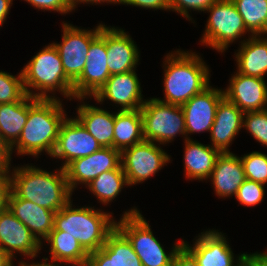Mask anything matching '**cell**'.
<instances>
[{
  "label": "cell",
  "instance_id": "cell-1",
  "mask_svg": "<svg viewBox=\"0 0 267 266\" xmlns=\"http://www.w3.org/2000/svg\"><path fill=\"white\" fill-rule=\"evenodd\" d=\"M67 118L58 98H35L28 95V117L20 138L11 147L17 155L38 157L45 151L52 155L61 124Z\"/></svg>",
  "mask_w": 267,
  "mask_h": 266
},
{
  "label": "cell",
  "instance_id": "cell-2",
  "mask_svg": "<svg viewBox=\"0 0 267 266\" xmlns=\"http://www.w3.org/2000/svg\"><path fill=\"white\" fill-rule=\"evenodd\" d=\"M11 179V191L20 199L31 201L38 206L58 212L70 200L65 169L60 166L54 173L30 165L14 167Z\"/></svg>",
  "mask_w": 267,
  "mask_h": 266
},
{
  "label": "cell",
  "instance_id": "cell-3",
  "mask_svg": "<svg viewBox=\"0 0 267 266\" xmlns=\"http://www.w3.org/2000/svg\"><path fill=\"white\" fill-rule=\"evenodd\" d=\"M164 97L157 100L183 105L209 86V68L195 52L177 50L164 58Z\"/></svg>",
  "mask_w": 267,
  "mask_h": 266
},
{
  "label": "cell",
  "instance_id": "cell-4",
  "mask_svg": "<svg viewBox=\"0 0 267 266\" xmlns=\"http://www.w3.org/2000/svg\"><path fill=\"white\" fill-rule=\"evenodd\" d=\"M71 201L55 213L54 229L74 237L88 253L97 251L116 228L112 213L90 206L73 208Z\"/></svg>",
  "mask_w": 267,
  "mask_h": 266
},
{
  "label": "cell",
  "instance_id": "cell-5",
  "mask_svg": "<svg viewBox=\"0 0 267 266\" xmlns=\"http://www.w3.org/2000/svg\"><path fill=\"white\" fill-rule=\"evenodd\" d=\"M21 72L27 95L42 99L56 98L48 93L59 91L66 98L75 99L73 82L66 76L60 54L53 43L33 56Z\"/></svg>",
  "mask_w": 267,
  "mask_h": 266
},
{
  "label": "cell",
  "instance_id": "cell-6",
  "mask_svg": "<svg viewBox=\"0 0 267 266\" xmlns=\"http://www.w3.org/2000/svg\"><path fill=\"white\" fill-rule=\"evenodd\" d=\"M121 217L116 222V228L129 240L143 266H172L174 255L183 245L182 240L176 242L168 254L136 207L124 212Z\"/></svg>",
  "mask_w": 267,
  "mask_h": 266
},
{
  "label": "cell",
  "instance_id": "cell-7",
  "mask_svg": "<svg viewBox=\"0 0 267 266\" xmlns=\"http://www.w3.org/2000/svg\"><path fill=\"white\" fill-rule=\"evenodd\" d=\"M145 141L161 145L172 142L179 134L186 136L185 117L180 105L168 104L150 98L140 108Z\"/></svg>",
  "mask_w": 267,
  "mask_h": 266
},
{
  "label": "cell",
  "instance_id": "cell-8",
  "mask_svg": "<svg viewBox=\"0 0 267 266\" xmlns=\"http://www.w3.org/2000/svg\"><path fill=\"white\" fill-rule=\"evenodd\" d=\"M206 12L210 16L200 42L218 52H224L230 43L250 33L232 0H218Z\"/></svg>",
  "mask_w": 267,
  "mask_h": 266
},
{
  "label": "cell",
  "instance_id": "cell-9",
  "mask_svg": "<svg viewBox=\"0 0 267 266\" xmlns=\"http://www.w3.org/2000/svg\"><path fill=\"white\" fill-rule=\"evenodd\" d=\"M106 52V25L100 24V34L91 42L87 62L79 78L73 83L75 99L84 101L94 97L111 74L108 70Z\"/></svg>",
  "mask_w": 267,
  "mask_h": 266
},
{
  "label": "cell",
  "instance_id": "cell-10",
  "mask_svg": "<svg viewBox=\"0 0 267 266\" xmlns=\"http://www.w3.org/2000/svg\"><path fill=\"white\" fill-rule=\"evenodd\" d=\"M170 161V156L151 141L144 140L121 152V166L129 186L151 178Z\"/></svg>",
  "mask_w": 267,
  "mask_h": 266
},
{
  "label": "cell",
  "instance_id": "cell-11",
  "mask_svg": "<svg viewBox=\"0 0 267 266\" xmlns=\"http://www.w3.org/2000/svg\"><path fill=\"white\" fill-rule=\"evenodd\" d=\"M62 26V42L53 44L60 54L66 76L74 83L87 62L91 42L100 34V24L93 30L80 29L64 22Z\"/></svg>",
  "mask_w": 267,
  "mask_h": 266
},
{
  "label": "cell",
  "instance_id": "cell-12",
  "mask_svg": "<svg viewBox=\"0 0 267 266\" xmlns=\"http://www.w3.org/2000/svg\"><path fill=\"white\" fill-rule=\"evenodd\" d=\"M223 235L218 230L201 232L193 247L184 240L183 246L194 256L199 266H242L248 260V254L239 255L237 265H234L233 251Z\"/></svg>",
  "mask_w": 267,
  "mask_h": 266
},
{
  "label": "cell",
  "instance_id": "cell-13",
  "mask_svg": "<svg viewBox=\"0 0 267 266\" xmlns=\"http://www.w3.org/2000/svg\"><path fill=\"white\" fill-rule=\"evenodd\" d=\"M97 140L74 118H66L61 124L52 158L62 159V168L77 158L86 157L99 150Z\"/></svg>",
  "mask_w": 267,
  "mask_h": 266
},
{
  "label": "cell",
  "instance_id": "cell-14",
  "mask_svg": "<svg viewBox=\"0 0 267 266\" xmlns=\"http://www.w3.org/2000/svg\"><path fill=\"white\" fill-rule=\"evenodd\" d=\"M121 165V152L115 148L101 147L89 156L70 162L64 169L70 191L79 184L88 185L103 172L115 170Z\"/></svg>",
  "mask_w": 267,
  "mask_h": 266
},
{
  "label": "cell",
  "instance_id": "cell-15",
  "mask_svg": "<svg viewBox=\"0 0 267 266\" xmlns=\"http://www.w3.org/2000/svg\"><path fill=\"white\" fill-rule=\"evenodd\" d=\"M224 97L222 89L210 85L201 93L194 95L181 105L185 117L186 137L188 134L209 132L215 120V113L220 100Z\"/></svg>",
  "mask_w": 267,
  "mask_h": 266
},
{
  "label": "cell",
  "instance_id": "cell-16",
  "mask_svg": "<svg viewBox=\"0 0 267 266\" xmlns=\"http://www.w3.org/2000/svg\"><path fill=\"white\" fill-rule=\"evenodd\" d=\"M139 79L135 70L125 73L114 74L109 77L104 86L93 97L97 103H103L108 99L119 110H138L146 100H143Z\"/></svg>",
  "mask_w": 267,
  "mask_h": 266
},
{
  "label": "cell",
  "instance_id": "cell-17",
  "mask_svg": "<svg viewBox=\"0 0 267 266\" xmlns=\"http://www.w3.org/2000/svg\"><path fill=\"white\" fill-rule=\"evenodd\" d=\"M41 245L8 208L0 212V247L12 258L16 252L28 258H35L41 250Z\"/></svg>",
  "mask_w": 267,
  "mask_h": 266
},
{
  "label": "cell",
  "instance_id": "cell-18",
  "mask_svg": "<svg viewBox=\"0 0 267 266\" xmlns=\"http://www.w3.org/2000/svg\"><path fill=\"white\" fill-rule=\"evenodd\" d=\"M224 96L243 113L267 109V83L265 79L235 72Z\"/></svg>",
  "mask_w": 267,
  "mask_h": 266
},
{
  "label": "cell",
  "instance_id": "cell-19",
  "mask_svg": "<svg viewBox=\"0 0 267 266\" xmlns=\"http://www.w3.org/2000/svg\"><path fill=\"white\" fill-rule=\"evenodd\" d=\"M106 52L111 75L136 70L140 51L123 29L106 26Z\"/></svg>",
  "mask_w": 267,
  "mask_h": 266
},
{
  "label": "cell",
  "instance_id": "cell-20",
  "mask_svg": "<svg viewBox=\"0 0 267 266\" xmlns=\"http://www.w3.org/2000/svg\"><path fill=\"white\" fill-rule=\"evenodd\" d=\"M85 266H143L129 240L115 228L105 244L89 253Z\"/></svg>",
  "mask_w": 267,
  "mask_h": 266
},
{
  "label": "cell",
  "instance_id": "cell-21",
  "mask_svg": "<svg viewBox=\"0 0 267 266\" xmlns=\"http://www.w3.org/2000/svg\"><path fill=\"white\" fill-rule=\"evenodd\" d=\"M244 113L225 96L220 100L211 127V146L221 153L230 152L229 145L243 128Z\"/></svg>",
  "mask_w": 267,
  "mask_h": 266
},
{
  "label": "cell",
  "instance_id": "cell-22",
  "mask_svg": "<svg viewBox=\"0 0 267 266\" xmlns=\"http://www.w3.org/2000/svg\"><path fill=\"white\" fill-rule=\"evenodd\" d=\"M7 208L18 218L42 244L54 228V211L18 198L12 191L8 197Z\"/></svg>",
  "mask_w": 267,
  "mask_h": 266
},
{
  "label": "cell",
  "instance_id": "cell-23",
  "mask_svg": "<svg viewBox=\"0 0 267 266\" xmlns=\"http://www.w3.org/2000/svg\"><path fill=\"white\" fill-rule=\"evenodd\" d=\"M219 198L235 196L245 181V173L240 157L232 152L221 153L209 177Z\"/></svg>",
  "mask_w": 267,
  "mask_h": 266
},
{
  "label": "cell",
  "instance_id": "cell-24",
  "mask_svg": "<svg viewBox=\"0 0 267 266\" xmlns=\"http://www.w3.org/2000/svg\"><path fill=\"white\" fill-rule=\"evenodd\" d=\"M76 119L97 140L101 147L113 148L115 112L83 102L77 107Z\"/></svg>",
  "mask_w": 267,
  "mask_h": 266
},
{
  "label": "cell",
  "instance_id": "cell-25",
  "mask_svg": "<svg viewBox=\"0 0 267 266\" xmlns=\"http://www.w3.org/2000/svg\"><path fill=\"white\" fill-rule=\"evenodd\" d=\"M235 53L237 72L265 79L267 74V38L261 35L250 36L242 40Z\"/></svg>",
  "mask_w": 267,
  "mask_h": 266
},
{
  "label": "cell",
  "instance_id": "cell-26",
  "mask_svg": "<svg viewBox=\"0 0 267 266\" xmlns=\"http://www.w3.org/2000/svg\"><path fill=\"white\" fill-rule=\"evenodd\" d=\"M184 167L187 179L206 180L210 177L217 157L221 152L210 144L185 139Z\"/></svg>",
  "mask_w": 267,
  "mask_h": 266
},
{
  "label": "cell",
  "instance_id": "cell-27",
  "mask_svg": "<svg viewBox=\"0 0 267 266\" xmlns=\"http://www.w3.org/2000/svg\"><path fill=\"white\" fill-rule=\"evenodd\" d=\"M50 244L51 262L58 265L85 266L89 253L72 236L63 234V231L53 230L44 242Z\"/></svg>",
  "mask_w": 267,
  "mask_h": 266
},
{
  "label": "cell",
  "instance_id": "cell-28",
  "mask_svg": "<svg viewBox=\"0 0 267 266\" xmlns=\"http://www.w3.org/2000/svg\"><path fill=\"white\" fill-rule=\"evenodd\" d=\"M115 113L113 148L122 152L144 141L143 118L138 110H117Z\"/></svg>",
  "mask_w": 267,
  "mask_h": 266
},
{
  "label": "cell",
  "instance_id": "cell-29",
  "mask_svg": "<svg viewBox=\"0 0 267 266\" xmlns=\"http://www.w3.org/2000/svg\"><path fill=\"white\" fill-rule=\"evenodd\" d=\"M28 117V95L20 101L0 104V137L11 148L20 138Z\"/></svg>",
  "mask_w": 267,
  "mask_h": 266
},
{
  "label": "cell",
  "instance_id": "cell-30",
  "mask_svg": "<svg viewBox=\"0 0 267 266\" xmlns=\"http://www.w3.org/2000/svg\"><path fill=\"white\" fill-rule=\"evenodd\" d=\"M125 185L129 186L127 177L120 165L115 170L101 173L86 187L96 196L99 203L107 205L120 194Z\"/></svg>",
  "mask_w": 267,
  "mask_h": 266
},
{
  "label": "cell",
  "instance_id": "cell-31",
  "mask_svg": "<svg viewBox=\"0 0 267 266\" xmlns=\"http://www.w3.org/2000/svg\"><path fill=\"white\" fill-rule=\"evenodd\" d=\"M250 36L267 34V0H232Z\"/></svg>",
  "mask_w": 267,
  "mask_h": 266
},
{
  "label": "cell",
  "instance_id": "cell-32",
  "mask_svg": "<svg viewBox=\"0 0 267 266\" xmlns=\"http://www.w3.org/2000/svg\"><path fill=\"white\" fill-rule=\"evenodd\" d=\"M25 95L22 72L15 77L0 70V104L20 101Z\"/></svg>",
  "mask_w": 267,
  "mask_h": 266
},
{
  "label": "cell",
  "instance_id": "cell-33",
  "mask_svg": "<svg viewBox=\"0 0 267 266\" xmlns=\"http://www.w3.org/2000/svg\"><path fill=\"white\" fill-rule=\"evenodd\" d=\"M245 178L265 185L267 183V155L253 151L240 157Z\"/></svg>",
  "mask_w": 267,
  "mask_h": 266
},
{
  "label": "cell",
  "instance_id": "cell-34",
  "mask_svg": "<svg viewBox=\"0 0 267 266\" xmlns=\"http://www.w3.org/2000/svg\"><path fill=\"white\" fill-rule=\"evenodd\" d=\"M243 128L257 142L267 147V109L245 112L243 116Z\"/></svg>",
  "mask_w": 267,
  "mask_h": 266
},
{
  "label": "cell",
  "instance_id": "cell-35",
  "mask_svg": "<svg viewBox=\"0 0 267 266\" xmlns=\"http://www.w3.org/2000/svg\"><path fill=\"white\" fill-rule=\"evenodd\" d=\"M265 187L263 184L245 179L242 185L238 188L235 195L239 203L245 206H256L263 201L265 194Z\"/></svg>",
  "mask_w": 267,
  "mask_h": 266
},
{
  "label": "cell",
  "instance_id": "cell-36",
  "mask_svg": "<svg viewBox=\"0 0 267 266\" xmlns=\"http://www.w3.org/2000/svg\"><path fill=\"white\" fill-rule=\"evenodd\" d=\"M218 0H169V6L171 11L179 13L181 16L191 20L189 11H206L212 4Z\"/></svg>",
  "mask_w": 267,
  "mask_h": 266
},
{
  "label": "cell",
  "instance_id": "cell-37",
  "mask_svg": "<svg viewBox=\"0 0 267 266\" xmlns=\"http://www.w3.org/2000/svg\"><path fill=\"white\" fill-rule=\"evenodd\" d=\"M38 10L55 11L67 14L74 10L72 0H25Z\"/></svg>",
  "mask_w": 267,
  "mask_h": 266
},
{
  "label": "cell",
  "instance_id": "cell-38",
  "mask_svg": "<svg viewBox=\"0 0 267 266\" xmlns=\"http://www.w3.org/2000/svg\"><path fill=\"white\" fill-rule=\"evenodd\" d=\"M121 4L132 5L145 9L169 10V0H121Z\"/></svg>",
  "mask_w": 267,
  "mask_h": 266
},
{
  "label": "cell",
  "instance_id": "cell-39",
  "mask_svg": "<svg viewBox=\"0 0 267 266\" xmlns=\"http://www.w3.org/2000/svg\"><path fill=\"white\" fill-rule=\"evenodd\" d=\"M10 192L11 179L9 172H0V212L7 209Z\"/></svg>",
  "mask_w": 267,
  "mask_h": 266
},
{
  "label": "cell",
  "instance_id": "cell-40",
  "mask_svg": "<svg viewBox=\"0 0 267 266\" xmlns=\"http://www.w3.org/2000/svg\"><path fill=\"white\" fill-rule=\"evenodd\" d=\"M172 266H199L194 256L182 245L174 255Z\"/></svg>",
  "mask_w": 267,
  "mask_h": 266
},
{
  "label": "cell",
  "instance_id": "cell-41",
  "mask_svg": "<svg viewBox=\"0 0 267 266\" xmlns=\"http://www.w3.org/2000/svg\"><path fill=\"white\" fill-rule=\"evenodd\" d=\"M11 148L9 145L0 137V172L11 171ZM10 164V165H9Z\"/></svg>",
  "mask_w": 267,
  "mask_h": 266
},
{
  "label": "cell",
  "instance_id": "cell-42",
  "mask_svg": "<svg viewBox=\"0 0 267 266\" xmlns=\"http://www.w3.org/2000/svg\"><path fill=\"white\" fill-rule=\"evenodd\" d=\"M248 260L252 266H267V252L248 254Z\"/></svg>",
  "mask_w": 267,
  "mask_h": 266
},
{
  "label": "cell",
  "instance_id": "cell-43",
  "mask_svg": "<svg viewBox=\"0 0 267 266\" xmlns=\"http://www.w3.org/2000/svg\"><path fill=\"white\" fill-rule=\"evenodd\" d=\"M13 0H0V27L6 21Z\"/></svg>",
  "mask_w": 267,
  "mask_h": 266
},
{
  "label": "cell",
  "instance_id": "cell-44",
  "mask_svg": "<svg viewBox=\"0 0 267 266\" xmlns=\"http://www.w3.org/2000/svg\"><path fill=\"white\" fill-rule=\"evenodd\" d=\"M113 3V4H121V0H72V5H73V8L75 10V8L77 7V4L79 3H86V4H101V3Z\"/></svg>",
  "mask_w": 267,
  "mask_h": 266
},
{
  "label": "cell",
  "instance_id": "cell-45",
  "mask_svg": "<svg viewBox=\"0 0 267 266\" xmlns=\"http://www.w3.org/2000/svg\"><path fill=\"white\" fill-rule=\"evenodd\" d=\"M13 258L0 247V266H14Z\"/></svg>",
  "mask_w": 267,
  "mask_h": 266
},
{
  "label": "cell",
  "instance_id": "cell-46",
  "mask_svg": "<svg viewBox=\"0 0 267 266\" xmlns=\"http://www.w3.org/2000/svg\"><path fill=\"white\" fill-rule=\"evenodd\" d=\"M45 261V262H44ZM48 261V258H43V262H40V263H32V264H29V263H26L24 261L18 263L19 266H61V265H57V264H53V263H47Z\"/></svg>",
  "mask_w": 267,
  "mask_h": 266
},
{
  "label": "cell",
  "instance_id": "cell-47",
  "mask_svg": "<svg viewBox=\"0 0 267 266\" xmlns=\"http://www.w3.org/2000/svg\"><path fill=\"white\" fill-rule=\"evenodd\" d=\"M250 265V262L249 260H247L242 266H249Z\"/></svg>",
  "mask_w": 267,
  "mask_h": 266
}]
</instances>
